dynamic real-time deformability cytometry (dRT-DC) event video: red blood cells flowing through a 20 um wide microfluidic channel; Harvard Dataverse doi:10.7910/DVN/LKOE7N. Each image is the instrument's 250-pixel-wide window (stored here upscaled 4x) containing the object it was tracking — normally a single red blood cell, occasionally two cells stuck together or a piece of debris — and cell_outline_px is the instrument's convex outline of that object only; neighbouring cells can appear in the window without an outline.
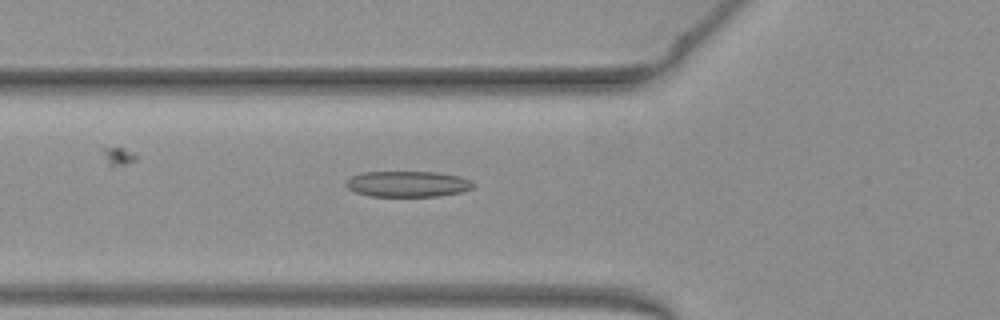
{"species": "common noctule bat (a hibernating species)", "species_latin": "Nyctalus noctula", "temperature_condition": "warm", "stored_images_in_passage": 38, "camera_frame_rate_fps": 3000, "um_per_image_px": 0.085, "animal": {"sex": "female", "body_mass_g": 19.3, "forearm_length_mm": 54.1}, "frame": {"image": 1, "passage_image": 4, "time_ms": 1.0, "image_size_px": [1000, 320], "cell_outline_px": [[476, 184], [472, 188], [460, 192], [436, 196], [372, 196], [356, 192], [348, 188], [344, 184], [352, 176], [360, 172], [436, 172], [460, 176], [472, 180]], "centroid_in_image_um": [34.67, 15.63], "position_along_channel_um": 91.1, "area_um2": 19.13}}
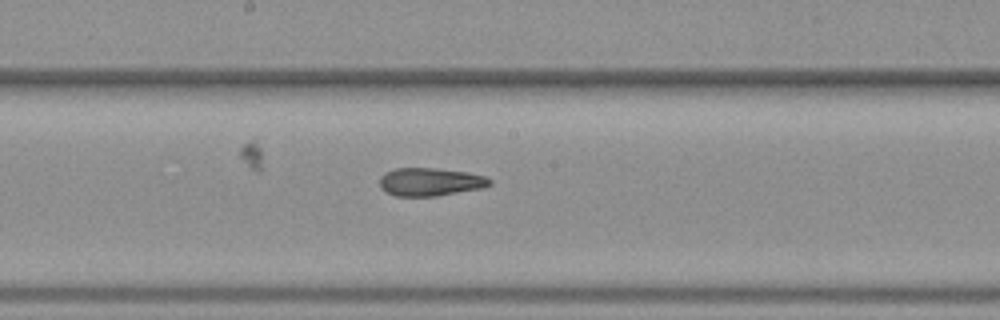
{"frame": {"image": 2, "passage_image": 13, "time_ms": 4.0, "image_size_px": [1000, 320], "cell_outline_px": [[492, 184], [484, 188], [436, 196], [396, 196], [380, 188], [380, 176], [384, 172], [396, 168], [436, 168], [468, 172], [484, 176], [492, 180]], "centroid_in_image_um": [36.58, 15.45], "position_along_channel_um": 211.6, "area_um2": 18.15}}
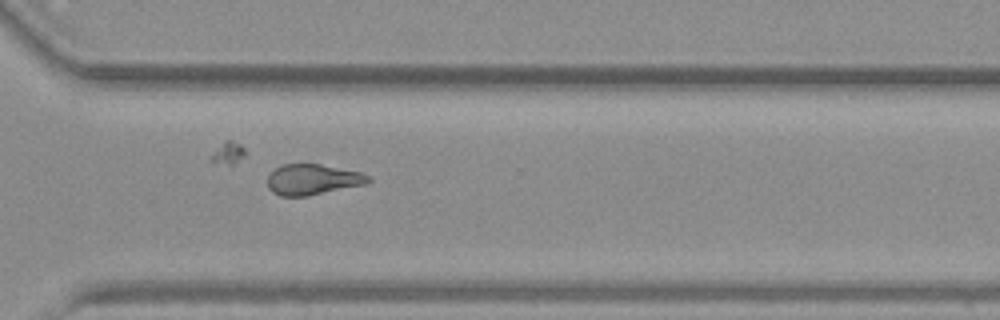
{"frame": {"image": 3, "passage_image": 23, "time_ms": 7.333, "image_size_px": [1000, 320], "cell_outline_px": [[372, 180], [368, 184], [308, 196], [280, 196], [272, 192], [268, 188], [268, 176], [276, 168], [284, 164], [320, 164], [360, 172], [368, 176]], "centroid_in_image_um": [26.59, 15.27], "position_along_channel_um": 344.0, "area_um2": 18.03}, "authors_computed_cell_mechanics": {"area_um2": 18.5538, "velocity_mm_per_s": 3.9835, "shape_relaxation_time_tau1_ms": 5.9362, "shape_relaxation_time_tau2_ms": 2.5335, "deformation_change_tau1": 0.1797, "deformation_change_tau2": 0.1225}}